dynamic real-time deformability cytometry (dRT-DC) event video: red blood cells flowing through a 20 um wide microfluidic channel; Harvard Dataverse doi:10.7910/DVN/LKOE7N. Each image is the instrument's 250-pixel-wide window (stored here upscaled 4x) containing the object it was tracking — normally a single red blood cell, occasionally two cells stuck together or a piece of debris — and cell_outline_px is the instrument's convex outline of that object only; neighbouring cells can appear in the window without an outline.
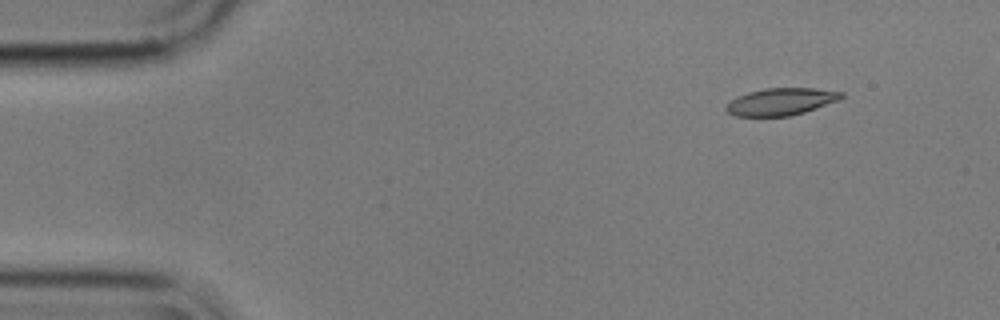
{"species": "common noctule bat (a hibernating species)", "species_latin": "Nyctalus noctula", "temperature_condition": "cold", "stored_images_in_passage": 4, "camera_frame_rate_fps": 3000, "um_per_image_px": 0.085, "animal": {"sex": "male", "body_mass_g": 17.9}, "frame": {"image": 1, "passage_image": 2, "time_ms": 0.333, "image_size_px": [1000, 320], "cell_outline_px": [[844, 96], [836, 100], [816, 108], [804, 112], [788, 116], [736, 116], [728, 112], [724, 108], [732, 100], [748, 92], [764, 88], [812, 88], [844, 92]], "centroid_in_image_um": [66.37, 8.63], "position_along_channel_um": 18.6, "area_um2": 17.92}}